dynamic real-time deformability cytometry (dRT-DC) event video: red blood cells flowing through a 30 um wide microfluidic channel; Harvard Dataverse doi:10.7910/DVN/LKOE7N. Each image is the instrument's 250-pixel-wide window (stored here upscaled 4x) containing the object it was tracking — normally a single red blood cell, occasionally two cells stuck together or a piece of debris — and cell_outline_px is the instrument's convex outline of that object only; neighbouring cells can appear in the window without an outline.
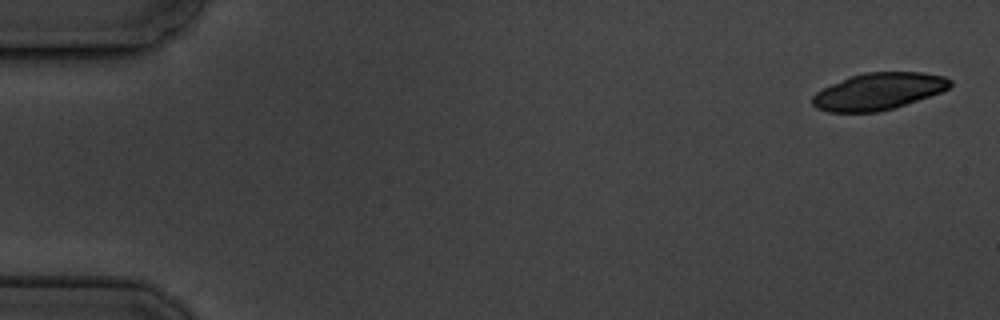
{"species": "common noctule bat (a hibernating species)", "species_latin": "Nyctalus noctula", "temperature_condition": "cold", "stored_images_in_passage": 4, "camera_frame_rate_fps": 3000, "um_per_image_px": 0.085, "animal": {"sex": "male", "body_mass_g": 19.5, "forearm_length_mm": 54.6}, "frame": {"image": 1, "passage_image": 1, "time_ms": 0.0, "image_size_px": [1000, 320], "cell_outline_px": [[952, 84], [948, 88], [940, 92], [896, 108], [880, 112], [828, 112], [816, 108], [812, 104], [812, 96], [816, 92], [832, 84], [852, 76], [864, 72], [920, 72], [944, 76], [952, 80]], "centroid_in_image_um": [74.67, 7.77], "position_along_channel_um": 10.3, "area_um2": 29.54}}